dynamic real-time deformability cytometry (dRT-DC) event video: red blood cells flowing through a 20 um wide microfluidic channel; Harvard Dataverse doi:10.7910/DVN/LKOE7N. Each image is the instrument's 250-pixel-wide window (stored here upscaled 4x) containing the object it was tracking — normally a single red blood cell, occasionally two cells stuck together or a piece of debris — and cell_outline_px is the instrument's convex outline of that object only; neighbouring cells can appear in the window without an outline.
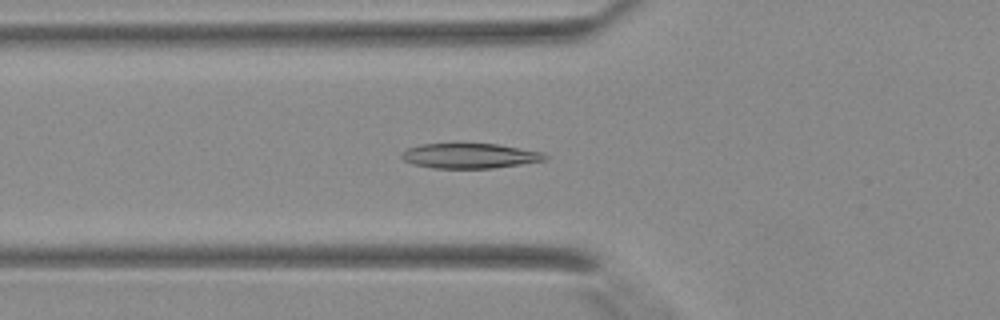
{"species": "Egyptian fruit bat (a non-hibernating species)", "species_latin": "Rousettus aegyptiacus", "temperature_condition": "warm", "stored_images_in_passage": 42, "camera_frame_rate_fps": 3000, "um_per_image_px": 0.085, "animal": {"sex": "female"}, "frame": {"image": 1, "passage_image": 16, "time_ms": 5.0, "image_size_px": [1000, 320], "cell_outline_px": [[548, 160], [492, 168], [432, 168], [412, 164], [404, 160], [400, 156], [400, 152], [408, 148], [420, 144], [496, 144], [544, 152], [548, 156]], "centroid_in_image_um": [39.92, 13.25], "position_along_channel_um": 85.9, "area_um2": 20.92}}
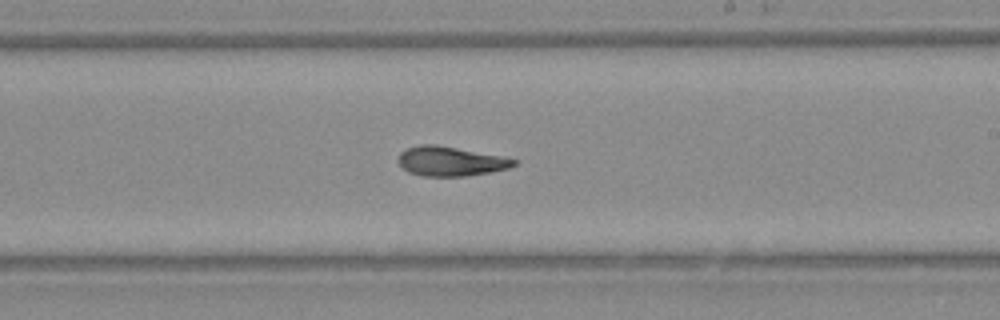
{"frame": {"image": 2, "passage_image": 26, "time_ms": 8.333, "image_size_px": [1000, 320], "cell_outline_px": [[516, 164], [508, 168], [492, 172], [468, 176], [424, 176], [408, 172], [396, 160], [400, 152], [404, 148], [420, 144], [436, 144], [516, 160]], "centroid_in_image_um": [38.2, 13.71], "position_along_channel_um": 250.8, "area_um2": 19.65}}
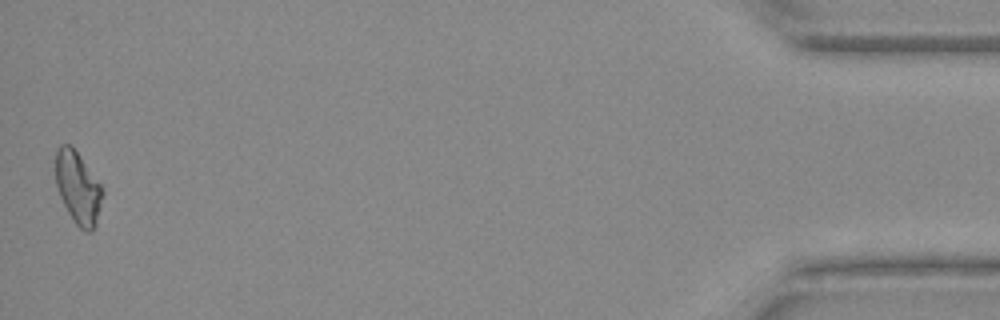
{"frame": {"image": 3, "passage_image": 42, "time_ms": 13.667, "image_size_px": [1000, 320], "cell_outline_px": [[104, 192], [96, 224], [92, 232], [84, 232], [76, 224], [68, 212], [60, 196], [56, 184], [56, 148], [60, 144], [68, 144], [76, 152], [100, 184]], "centroid_in_image_um": [6.63, 16.0], "position_along_channel_um": 428.6, "area_um2": 19.42}}